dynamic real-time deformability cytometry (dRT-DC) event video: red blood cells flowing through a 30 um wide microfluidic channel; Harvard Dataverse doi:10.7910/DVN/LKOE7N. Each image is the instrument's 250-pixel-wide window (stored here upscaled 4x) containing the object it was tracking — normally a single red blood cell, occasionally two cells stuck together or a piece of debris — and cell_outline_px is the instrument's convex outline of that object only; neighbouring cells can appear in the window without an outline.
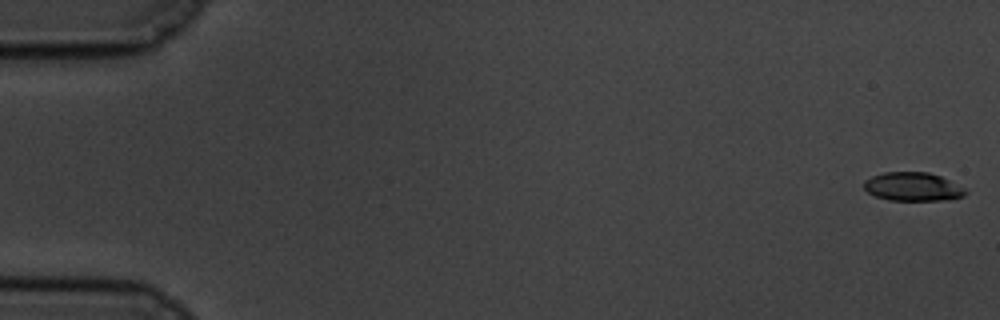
{"species": "common noctule bat (a hibernating species)", "species_latin": "Nyctalus noctula", "temperature_condition": "cold", "stored_images_in_passage": 54, "camera_frame_rate_fps": 3000, "um_per_image_px": 0.085, "animal": {"sex": "male", "body_mass_g": 19.5, "forearm_length_mm": 54.6}, "frame": {"image": 1, "passage_image": 1, "time_ms": 0.0, "image_size_px": [1000, 320], "cell_outline_px": [[968, 192], [964, 196], [944, 200], [888, 200], [876, 196], [868, 192], [864, 188], [864, 180], [872, 176], [884, 172], [928, 172], [940, 176], [964, 188]], "centroid_in_image_um": [77.57, 15.87], "position_along_channel_um": 7.4, "area_um2": 16.82}}
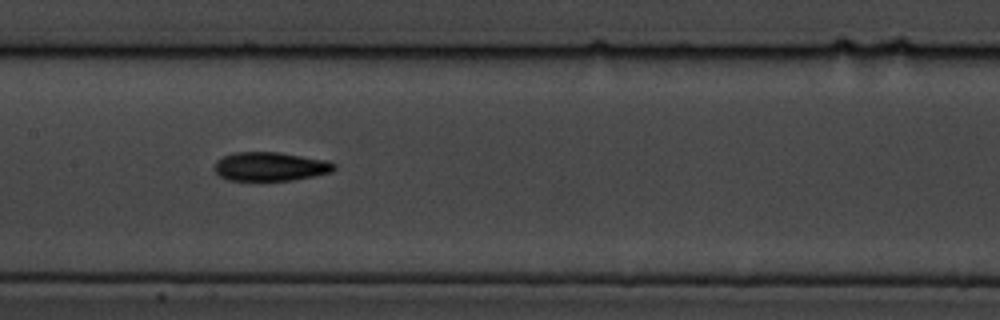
{"frame": {"image": 2, "passage_image": 29, "time_ms": 9.333, "image_size_px": [1000, 320], "cell_outline_px": [[336, 168], [332, 172], [292, 180], [228, 180], [220, 176], [212, 168], [216, 160], [224, 156], [236, 152], [280, 152], [328, 160], [336, 164]], "centroid_in_image_um": [22.98, 14.14], "position_along_channel_um": 184.4, "area_um2": 20.23}}
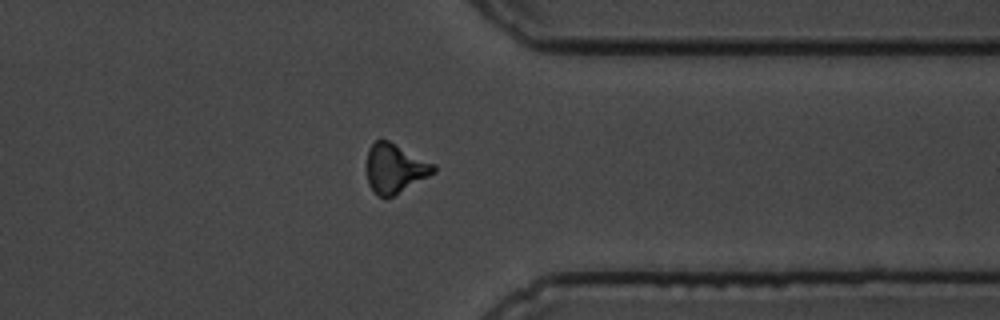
{"frame": {"image": 3, "passage_image": 46, "time_ms": 15.0, "image_size_px": [1000, 320], "cell_outline_px": [[436, 172], [392, 196], [376, 196], [368, 184], [368, 148], [380, 136], [436, 164]], "centroid_in_image_um": [33.57, 14.28], "position_along_channel_um": 377.8, "area_um2": 19.13}, "authors_computed_cell_mechanics": {"area_um2": 19.1318, "velocity_mm_per_s": 3.4997, "shape_relaxation_time_tau1_ms": 4.7648, "shape_relaxation_time_tau2_ms": 9.1111, "deformation_change_tau1": 0.1436, "deformation_change_tau2": 0.1818}}